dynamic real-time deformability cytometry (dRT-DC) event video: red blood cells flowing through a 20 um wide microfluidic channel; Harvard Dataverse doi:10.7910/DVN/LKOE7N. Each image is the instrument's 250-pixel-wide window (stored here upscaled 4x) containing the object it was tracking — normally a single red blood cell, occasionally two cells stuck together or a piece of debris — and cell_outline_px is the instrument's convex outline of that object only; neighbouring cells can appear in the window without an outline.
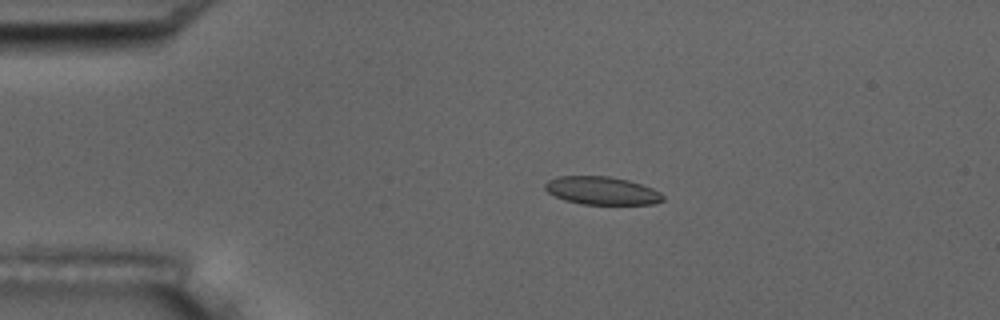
{"species": "common noctule bat (a hibernating species)", "species_latin": "Nyctalus noctula", "temperature_condition": "room temperature", "stored_images_in_passage": 5, "camera_frame_rate_fps": 3000, "um_per_image_px": 0.085, "animal": {"sex": "male", "body_mass_g": 17.5, "forearm_length_mm": 52.3}, "frame": {"image": 1, "passage_image": 4, "time_ms": 1.0, "image_size_px": [1000, 320], "cell_outline_px": [[664, 200], [656, 204], [580, 204], [564, 200], [548, 192], [544, 188], [544, 184], [548, 180], [556, 176], [608, 176], [628, 180], [652, 188], [660, 192], [664, 196]], "centroid_in_image_um": [51.15, 16.2], "position_along_channel_um": 33.9, "area_um2": 19.31}}